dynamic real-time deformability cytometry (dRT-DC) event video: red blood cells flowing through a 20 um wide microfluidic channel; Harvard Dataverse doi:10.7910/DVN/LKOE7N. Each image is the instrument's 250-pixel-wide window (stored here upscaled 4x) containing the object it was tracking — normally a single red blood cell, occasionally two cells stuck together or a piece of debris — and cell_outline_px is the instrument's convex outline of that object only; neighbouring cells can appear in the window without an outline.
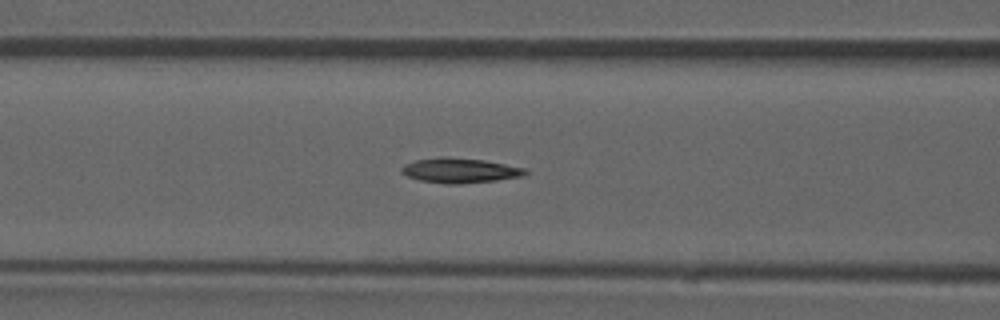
{"species": "common noctule bat (a hibernating species)", "species_latin": "Nyctalus noctula", "temperature_condition": "room temperature", "stored_images_in_passage": 48, "camera_frame_rate_fps": 3000, "um_per_image_px": 0.085, "animal": {"sex": "male", "forearm_length_mm": 52.5}, "frame": {"image": 1, "passage_image": 21, "time_ms": 6.667, "image_size_px": [1000, 320], "cell_outline_px": [[528, 172], [524, 176], [496, 180], [460, 184], [448, 184], [420, 180], [408, 176], [400, 172], [400, 168], [404, 164], [416, 160], [440, 156], [444, 156], [484, 160], [528, 168]], "centroid_in_image_um": [39.11, 14.48], "position_along_channel_um": 127.5, "area_um2": 18.09}, "authors_computed_cell_mechanics": {"area_um2": 17.6579, "velocity_mm_per_s": 3.8698, "shape_relaxation_time_tau1_ms": null, "shape_relaxation_time_tau2_ms": 3.4457, "deformation_change_tau1": null, "deformation_change_tau2": 0.1048}}